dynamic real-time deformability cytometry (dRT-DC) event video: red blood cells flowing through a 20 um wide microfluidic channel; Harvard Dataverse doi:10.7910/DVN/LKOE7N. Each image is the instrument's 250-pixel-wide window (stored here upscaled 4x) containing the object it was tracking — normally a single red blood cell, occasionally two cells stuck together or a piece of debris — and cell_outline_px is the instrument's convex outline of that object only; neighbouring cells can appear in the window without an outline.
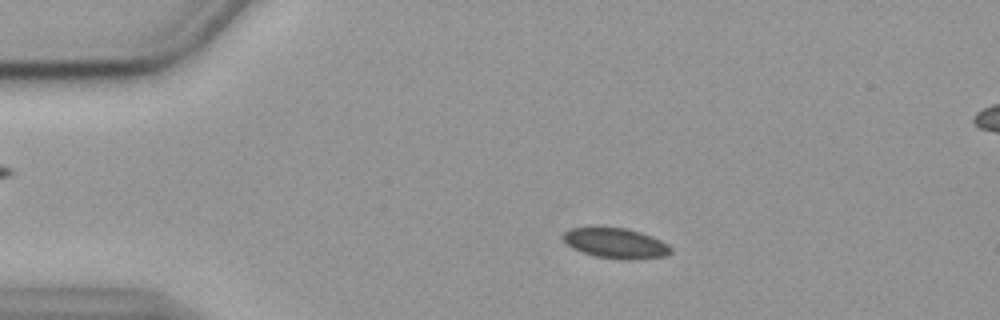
{"species": "common noctule bat (a hibernating species)", "species_latin": "Nyctalus noctula", "temperature_condition": "cold", "stored_images_in_passage": 56, "camera_frame_rate_fps": 3000, "um_per_image_px": 0.085, "animal": {"sex": "female", "body_mass_g": 19.9}, "frame": {"image": 1, "passage_image": 11, "time_ms": 3.333, "image_size_px": [1000, 320], "cell_outline_px": [[672, 252], [664, 256], [636, 260], [620, 260], [596, 256], [572, 248], [560, 236], [564, 232], [572, 228], [592, 224], [596, 224], [628, 228], [652, 236], [668, 244], [672, 248]], "centroid_in_image_um": [52.3, 20.63], "position_along_channel_um": 32.7, "area_um2": 19.83}}
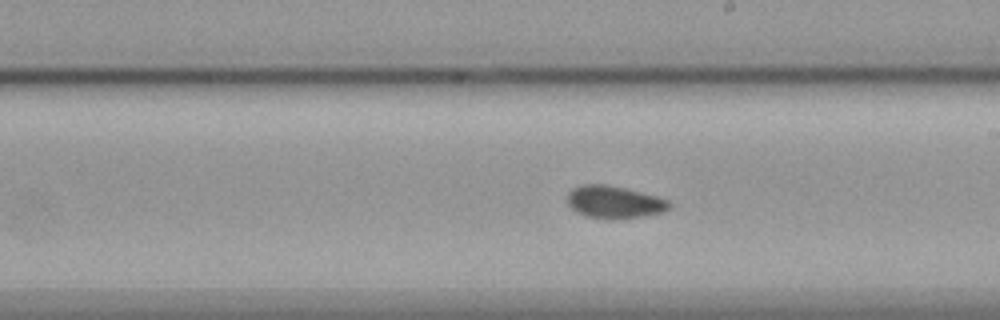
{"frame": {"image": 2, "passage_image": 32, "time_ms": 10.333, "image_size_px": [1000, 320], "cell_outline_px": [[672, 204], [664, 212], [644, 216], [584, 216], [576, 212], [568, 204], [568, 192], [572, 188], [580, 184], [604, 184], [624, 188], [656, 196], [668, 200]], "centroid_in_image_um": [52.19, 17.13], "position_along_channel_um": 236.8, "area_um2": 18.55}}
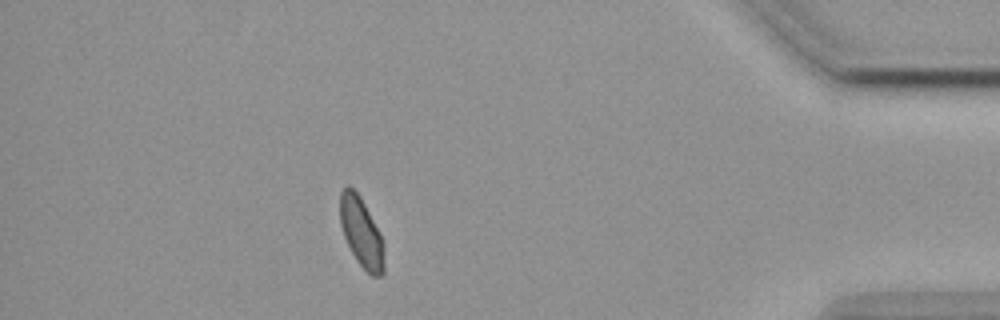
{"frame": {"image": 3, "passage_image": 50, "time_ms": 16.333, "image_size_px": [1000, 320], "cell_outline_px": [[384, 272], [380, 276], [372, 276], [356, 260], [344, 236], [340, 224], [340, 192], [348, 184], [360, 196], [380, 232], [384, 244]], "centroid_in_image_um": [30.72, 19.75], "position_along_channel_um": 404.5, "area_um2": 17.86}, "authors_computed_cell_mechanics": {"area_um2": 19.074, "velocity_mm_per_s": 3.549, "shape_relaxation_time_tau1_ms": null, "shape_relaxation_time_tau2_ms": 2.0887, "deformation_change_tau1": null, "deformation_change_tau2": 0.0562}}